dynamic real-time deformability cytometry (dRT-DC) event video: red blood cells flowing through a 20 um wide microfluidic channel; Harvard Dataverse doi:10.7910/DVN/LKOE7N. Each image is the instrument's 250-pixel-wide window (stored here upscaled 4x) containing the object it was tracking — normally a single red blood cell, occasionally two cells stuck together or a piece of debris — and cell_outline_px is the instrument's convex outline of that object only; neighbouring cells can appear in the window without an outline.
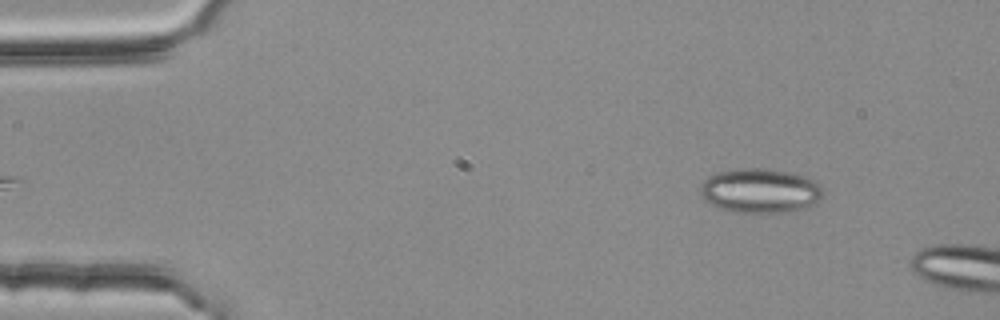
{"species": "common noctule bat (a hibernating species)", "species_latin": "Nyctalus noctula", "temperature_condition": "room temperature", "stored_images_in_passage": 4, "segment_of_instrument_passage": [2, 2], "camera_frame_rate_fps": 3000, "um_per_image_px": 0.085, "animal": {"sex": "female", "body_mass_g": 25.1}, "frame": {"image": 1, "passage_image": 4, "time_ms": 1.0, "image_size_px": [1000, 320], "cell_outline_px": [[824, 192], [816, 200], [800, 208], [784, 212], [740, 212], [720, 208], [704, 200], [700, 192], [700, 188], [704, 180], [708, 176], [720, 172], [740, 168], [764, 168], [788, 172], [804, 176], [820, 184]], "centroid_in_image_um": [64.56, 16.19], "position_along_channel_um": 20.4, "area_um2": 31.1}}